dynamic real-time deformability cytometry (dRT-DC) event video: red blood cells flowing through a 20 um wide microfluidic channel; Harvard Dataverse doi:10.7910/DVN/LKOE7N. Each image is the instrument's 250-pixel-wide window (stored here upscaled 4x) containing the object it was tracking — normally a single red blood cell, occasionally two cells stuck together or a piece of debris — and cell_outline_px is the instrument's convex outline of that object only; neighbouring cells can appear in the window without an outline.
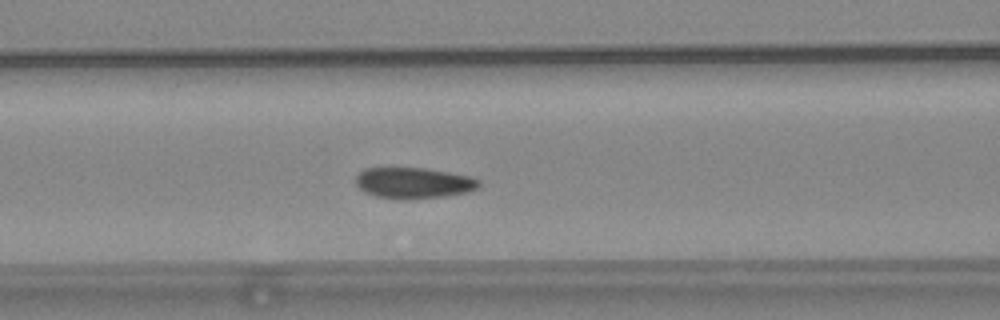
{"species": "common noctule bat (a hibernating species)", "species_latin": "Nyctalus noctula", "temperature_condition": "warm", "stored_images_in_passage": 56, "camera_frame_rate_fps": 3000, "um_per_image_px": 0.085, "animal": {"sex": "female", "body_mass_g": 24.6, "forearm_length_mm": 56.2}, "frame": {"image": 1, "passage_image": 23, "time_ms": 7.333, "image_size_px": [1000, 320], "cell_outline_px": [[480, 188], [468, 192], [444, 196], [404, 200], [400, 200], [376, 196], [364, 192], [356, 184], [356, 176], [364, 168], [424, 168], [472, 176], [480, 180]], "centroid_in_image_um": [35.18, 15.56], "position_along_channel_um": 131.4, "area_um2": 22.43}}
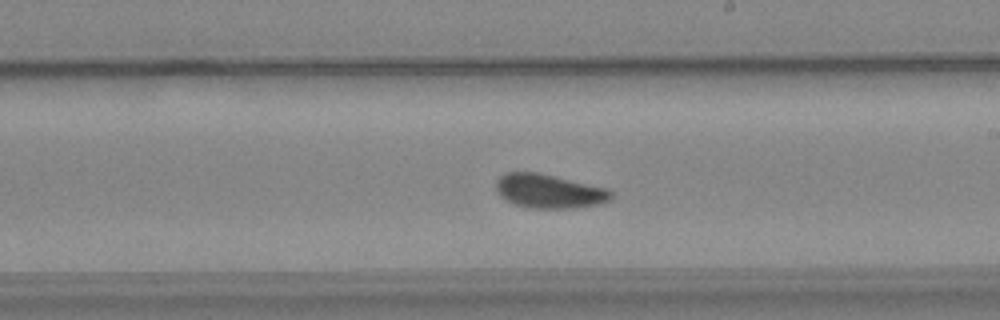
{"frame": {"image": 2, "passage_image": 32, "time_ms": 10.333, "image_size_px": [1000, 320], "cell_outline_px": [[612, 200], [600, 204], [576, 208], [528, 208], [516, 204], [500, 196], [496, 192], [496, 180], [504, 172], [540, 172], [608, 188], [612, 192]], "centroid_in_image_um": [46.69, 16.24], "position_along_channel_um": 242.3, "area_um2": 23.12}}
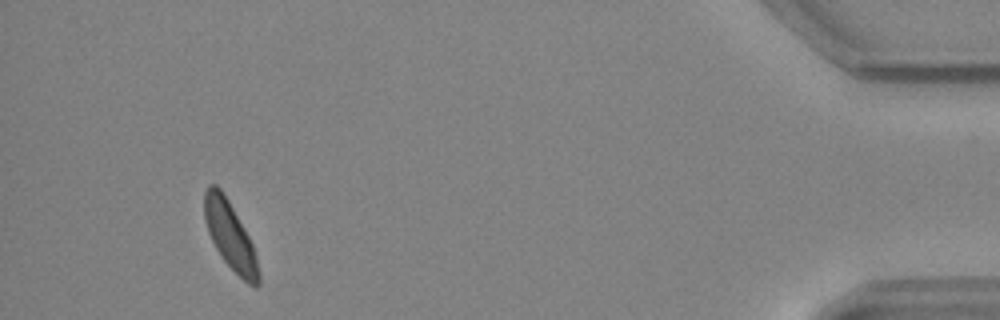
{"frame": {"image": 3, "passage_image": 52, "time_ms": 17.0, "image_size_px": [1000, 320], "cell_outline_px": [[260, 284], [256, 288], [248, 284], [224, 260], [216, 248], [208, 232], [204, 220], [204, 192], [208, 184], [216, 184], [220, 188], [228, 200], [248, 236], [252, 244], [256, 256], [260, 272]], "centroid_in_image_um": [19.55, 20.03], "position_along_channel_um": 415.6, "area_um2": 21.1}, "authors_computed_cell_mechanics": {"area_um2": 22.2819, "velocity_mm_per_s": 3.7001, "shape_relaxation_time_tau1_ms": 5.0199, "shape_relaxation_time_tau2_ms": 2.6649, "deformation_change_tau1": 0.1067, "deformation_change_tau2": 0.0653}}